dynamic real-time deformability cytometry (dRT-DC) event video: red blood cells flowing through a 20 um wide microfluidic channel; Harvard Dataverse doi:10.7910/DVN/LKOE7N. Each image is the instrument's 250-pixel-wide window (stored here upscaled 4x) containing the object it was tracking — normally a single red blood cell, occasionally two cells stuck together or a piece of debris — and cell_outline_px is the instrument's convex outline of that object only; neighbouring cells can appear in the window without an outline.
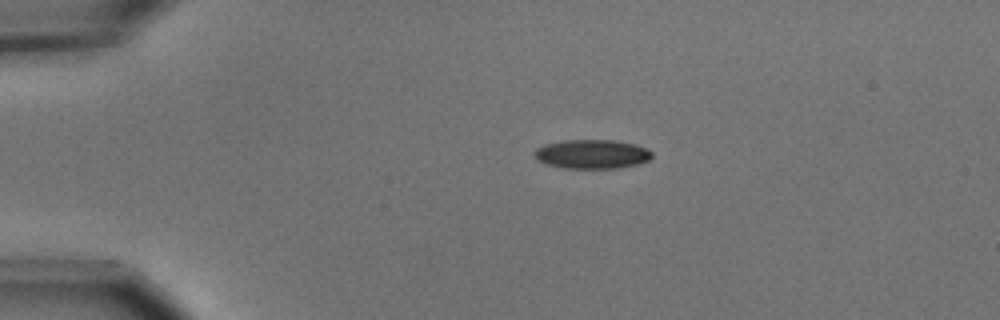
{"species": "common noctule bat (a hibernating species)", "species_latin": "Nyctalus noctula", "temperature_condition": "cold", "stored_images_in_passage": 44, "camera_frame_rate_fps": 3000, "um_per_image_px": 0.085, "animal": {"sex": "male", "body_mass_g": 15.6}, "frame": {"image": 1, "passage_image": 1, "time_ms": 0.0, "image_size_px": [1000, 320], "cell_outline_px": [[652, 156], [648, 160], [636, 164], [616, 168], [564, 168], [544, 164], [536, 160], [536, 148], [544, 144], [564, 140], [612, 140], [636, 144], [652, 152]], "centroid_in_image_um": [50.28, 13.1], "position_along_channel_um": 34.7, "area_um2": 19.83}}
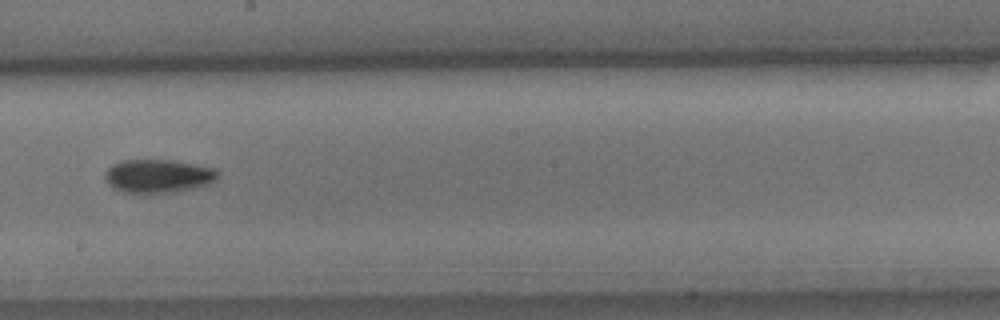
{"frame": {"image": 2, "passage_image": 21, "time_ms": 6.667, "image_size_px": [1000, 320], "cell_outline_px": [[220, 172], [216, 180], [208, 184], [176, 192], [144, 196], [124, 192], [112, 188], [108, 184], [104, 176], [104, 172], [112, 164], [120, 160], [172, 160], [196, 164], [216, 168]], "centroid_in_image_um": [13.42, 14.99], "position_along_channel_um": 234.8, "area_um2": 22.83}}
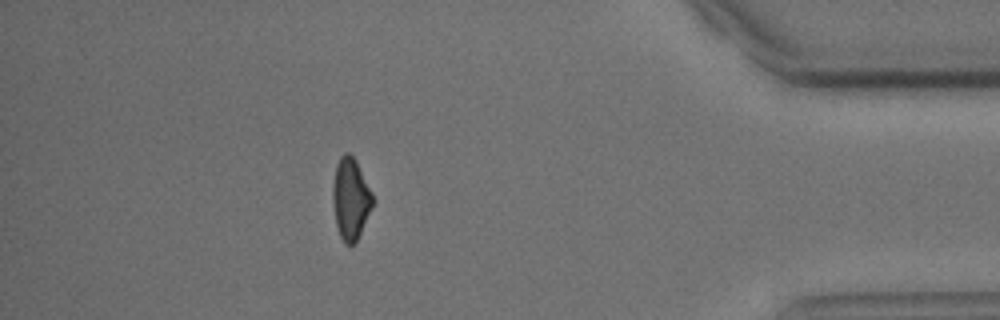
{"frame": {"image": 3, "passage_image": 38, "time_ms": 12.333, "image_size_px": [1000, 320], "cell_outline_px": [[372, 208], [356, 244], [344, 244], [340, 236], [336, 224], [332, 200], [332, 184], [336, 164], [340, 156], [344, 152], [348, 152], [356, 160], [372, 192]], "centroid_in_image_um": [29.79, 16.9], "position_along_channel_um": 405.4, "area_um2": 19.13}, "authors_computed_cell_mechanics": {"area_um2": 20.3456, "velocity_mm_per_s": 3.7062, "shape_relaxation_time_tau1_ms": 3.0123, "shape_relaxation_time_tau2_ms": null, "deformation_change_tau1": 0.1088, "deformation_change_tau2": null}}